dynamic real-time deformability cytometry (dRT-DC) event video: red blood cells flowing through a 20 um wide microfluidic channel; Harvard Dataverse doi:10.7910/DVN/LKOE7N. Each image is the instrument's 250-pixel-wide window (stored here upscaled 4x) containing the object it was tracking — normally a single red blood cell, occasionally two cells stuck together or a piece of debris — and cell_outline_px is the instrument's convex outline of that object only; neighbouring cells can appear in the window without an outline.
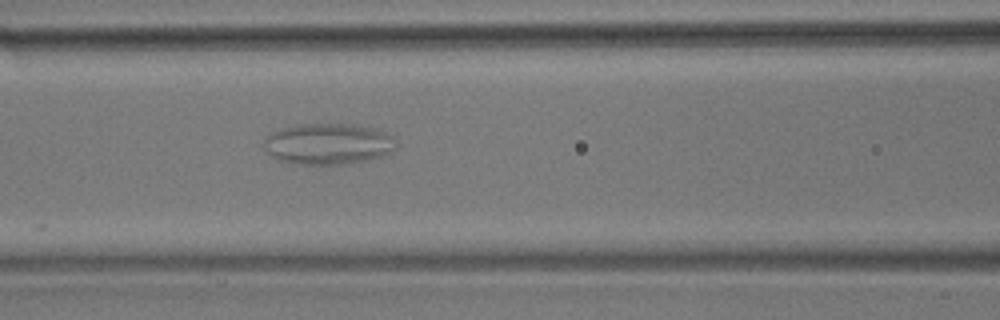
{"species": "common noctule bat (a hibernating species)", "species_latin": "Nyctalus noctula", "temperature_condition": "room temperature", "stored_images_in_passage": 28, "camera_frame_rate_fps": 3000, "um_per_image_px": 0.085, "animal": {"sex": "male", "body_mass_g": 17.9}, "frame": {"image": 1, "passage_image": 25, "time_ms": 8.0, "image_size_px": [1000, 320], "cell_outline_px": [[396, 144], [392, 152], [368, 160], [352, 164], [296, 164], [276, 160], [264, 148], [264, 140], [272, 132], [280, 128], [296, 124], [360, 124], [380, 128], [392, 136], [396, 140]], "centroid_in_image_um": [27.92, 12.22], "position_along_channel_um": 138.7, "area_um2": 32.25}}
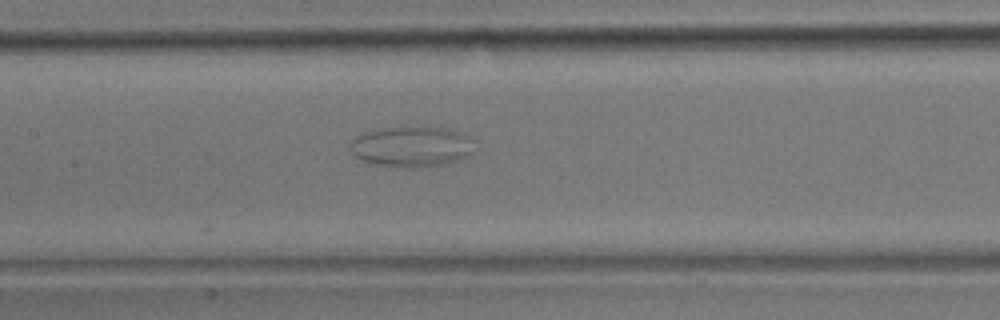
{"frame": {"image": 2, "passage_image": 28, "time_ms": 9.0, "image_size_px": [1000, 320], "cell_outline_px": [[472, 156], [460, 160], [444, 164], [420, 168], [396, 168], [372, 164], [360, 160], [352, 152], [352, 140], [356, 136], [364, 132], [380, 128], [400, 124], [420, 124], [452, 128], [468, 136], [472, 152]], "centroid_in_image_um": [34.98, 12.42], "position_along_channel_um": 172.4, "area_um2": 30.75}}